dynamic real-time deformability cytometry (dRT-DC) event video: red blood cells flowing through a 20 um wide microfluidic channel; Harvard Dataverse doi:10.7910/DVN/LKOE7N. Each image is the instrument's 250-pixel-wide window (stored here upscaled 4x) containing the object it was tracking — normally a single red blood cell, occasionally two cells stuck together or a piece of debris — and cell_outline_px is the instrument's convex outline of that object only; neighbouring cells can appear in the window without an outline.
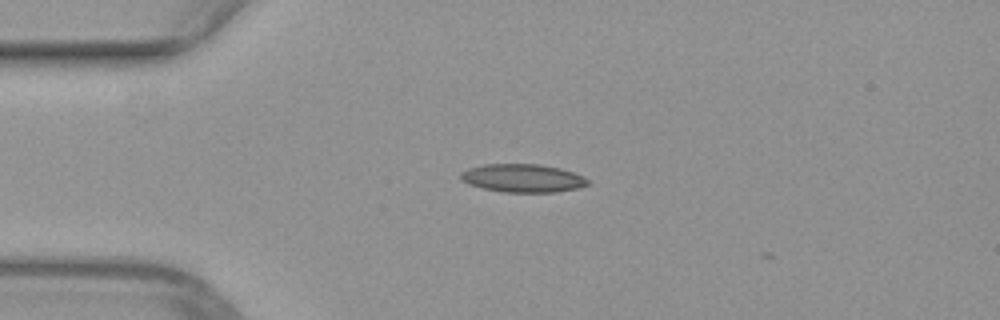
{"species": "common noctule bat (a hibernating species)", "species_latin": "Nyctalus noctula", "temperature_condition": "warm", "stored_images_in_passage": 6, "camera_frame_rate_fps": 3000, "um_per_image_px": 0.085, "animal": {"sex": "female", "body_mass_g": 29.2, "forearm_length_mm": 56.3}, "frame": {"image": 1, "passage_image": 4, "time_ms": 1.0, "image_size_px": [1000, 320], "cell_outline_px": [[588, 184], [576, 188], [556, 192], [504, 192], [484, 188], [468, 184], [460, 180], [460, 172], [468, 168], [484, 164], [540, 164], [560, 168], [584, 176], [588, 180]], "centroid_in_image_um": [44.4, 15.13], "position_along_channel_um": 40.6, "area_um2": 20.87}}